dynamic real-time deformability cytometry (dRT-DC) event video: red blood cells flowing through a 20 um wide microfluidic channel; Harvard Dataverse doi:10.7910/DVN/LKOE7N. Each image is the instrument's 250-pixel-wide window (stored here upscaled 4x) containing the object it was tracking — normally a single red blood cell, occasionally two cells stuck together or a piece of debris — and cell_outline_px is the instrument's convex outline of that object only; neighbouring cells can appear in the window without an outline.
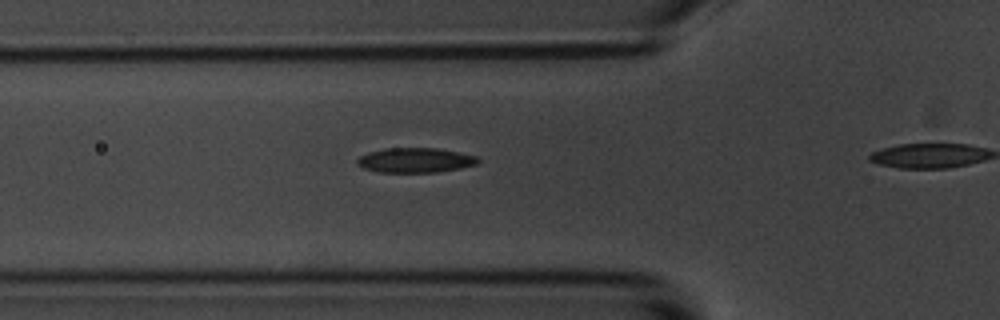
{"species": "common noctule bat (a hibernating species)", "species_latin": "Nyctalus noctula", "temperature_condition": "room temperature", "stored_images_in_passage": 7, "camera_frame_rate_fps": 3000, "um_per_image_px": 0.085, "animal": {"sex": "male", "body_mass_g": 20.1, "forearm_length_mm": 53.5}, "frame": {"image": 1, "passage_image": 2, "time_ms": 0.333, "image_size_px": [1000, 320], "cell_outline_px": [[480, 160], [476, 164], [460, 168], [436, 172], [380, 172], [364, 168], [356, 160], [360, 156], [368, 152], [384, 148], [436, 148], [476, 156]], "centroid_in_image_um": [35.29, 13.61], "position_along_channel_um": 90.5, "area_um2": 17.17}}
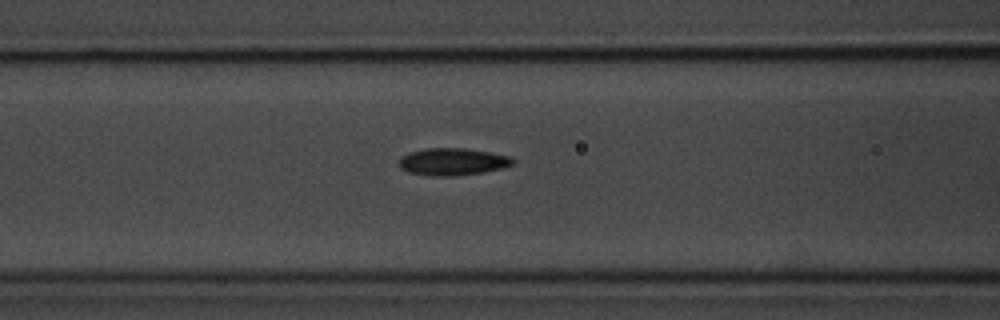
{"frame": {"image": 2, "passage_image": 5, "time_ms": 1.333, "image_size_px": [1000, 320], "cell_outline_px": [[516, 160], [512, 164], [500, 168], [484, 172], [456, 176], [436, 176], [408, 172], [400, 168], [400, 156], [408, 152], [424, 148], [464, 148], [492, 152], [512, 156]], "centroid_in_image_um": [38.48, 13.73], "position_along_channel_um": 128.1, "area_um2": 18.21}}